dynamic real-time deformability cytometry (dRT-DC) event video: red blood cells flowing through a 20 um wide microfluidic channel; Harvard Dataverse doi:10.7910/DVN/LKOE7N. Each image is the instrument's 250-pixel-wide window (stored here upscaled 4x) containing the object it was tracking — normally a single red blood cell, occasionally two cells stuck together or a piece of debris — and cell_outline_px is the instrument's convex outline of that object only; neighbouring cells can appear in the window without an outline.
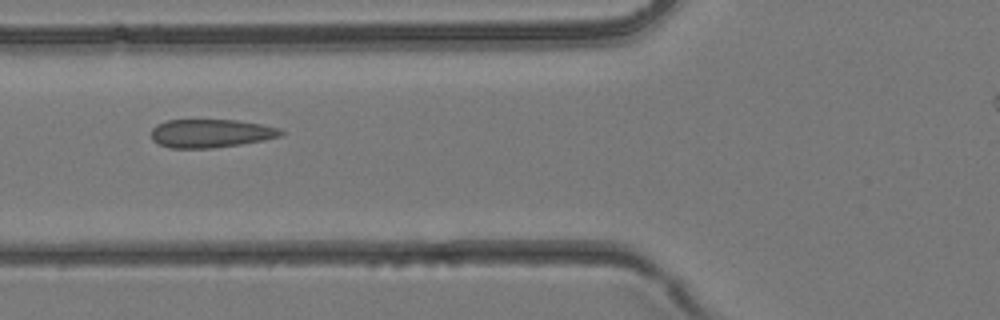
{"species": "common noctule bat (a hibernating species)", "species_latin": "Nyctalus noctula", "temperature_condition": "room temperature", "stored_images_in_passage": 5, "camera_frame_rate_fps": 3000, "um_per_image_px": 0.085, "animal": {"sex": "female", "body_mass_g": 24.6, "forearm_length_mm": 56.2}, "frame": {"image": 1, "passage_image": 4, "time_ms": 1.0, "image_size_px": [1000, 320], "cell_outline_px": [[284, 132], [280, 136], [264, 140], [240, 144], [212, 148], [168, 148], [152, 140], [152, 128], [156, 124], [168, 120], [236, 120], [260, 124], [276, 128]], "centroid_in_image_um": [17.87, 11.34], "position_along_channel_um": 107.9, "area_um2": 21.27}}
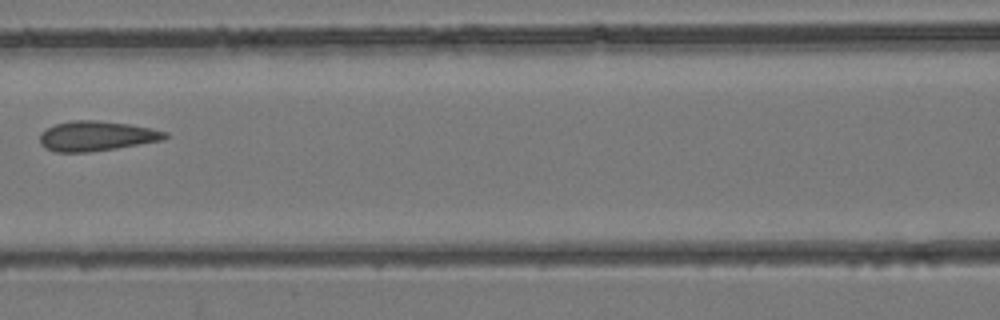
{"frame": {"image": 2, "passage_image": 5, "time_ms": 1.333, "image_size_px": [1000, 320], "cell_outline_px": [[172, 136], [164, 140], [116, 148], [88, 152], [56, 152], [44, 148], [40, 144], [40, 132], [56, 124], [72, 120], [96, 120], [128, 124], [152, 128], [168, 132]], "centroid_in_image_um": [8.23, 11.56], "position_along_channel_um": 158.4, "area_um2": 21.96}}